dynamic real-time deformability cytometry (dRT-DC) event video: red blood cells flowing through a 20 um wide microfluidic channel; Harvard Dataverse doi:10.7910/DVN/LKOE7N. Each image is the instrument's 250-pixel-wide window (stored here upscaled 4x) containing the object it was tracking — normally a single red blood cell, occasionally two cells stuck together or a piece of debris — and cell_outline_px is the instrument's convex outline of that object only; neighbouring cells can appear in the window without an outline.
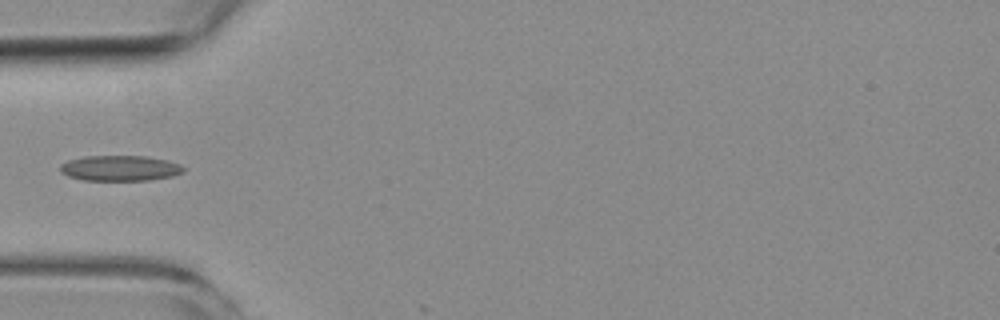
{"species": "common noctule bat (a hibernating species)", "species_latin": "Nyctalus noctula", "temperature_condition": "room temperature", "stored_images_in_passage": 7, "camera_frame_rate_fps": 3000, "um_per_image_px": 0.085, "animal": {"sex": "female", "body_mass_g": 19.3, "forearm_length_mm": 54.1}, "frame": {"image": 1, "passage_image": 4, "time_ms": 4.667, "image_size_px": [1000, 320], "cell_outline_px": [[184, 172], [172, 176], [148, 180], [84, 180], [68, 176], [60, 172], [60, 164], [68, 160], [84, 156], [144, 156], [168, 160], [180, 164], [184, 168]], "centroid_in_image_um": [10.19, 14.29], "position_along_channel_um": 74.8, "area_um2": 18.32}}
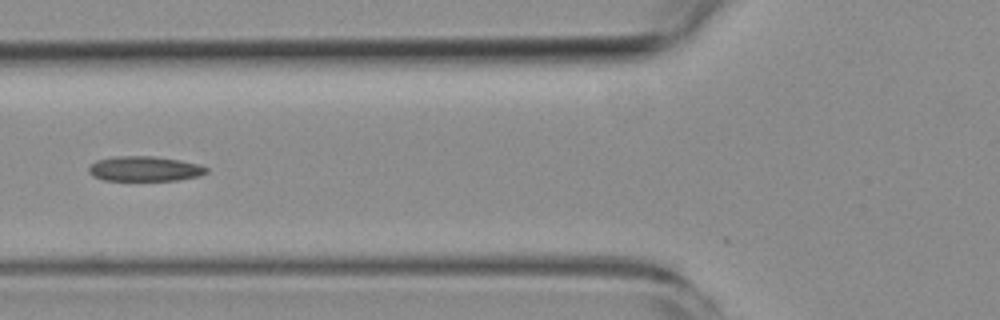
{"frame": {"image": 2, "passage_image": 5, "time_ms": 5.667, "image_size_px": [1000, 320], "cell_outline_px": [[208, 172], [200, 176], [180, 180], [104, 180], [92, 176], [88, 172], [88, 168], [96, 160], [116, 156], [152, 156], [180, 160], [200, 164], [208, 168]], "centroid_in_image_um": [12.32, 14.34], "position_along_channel_um": 113.5, "area_um2": 17.22}}
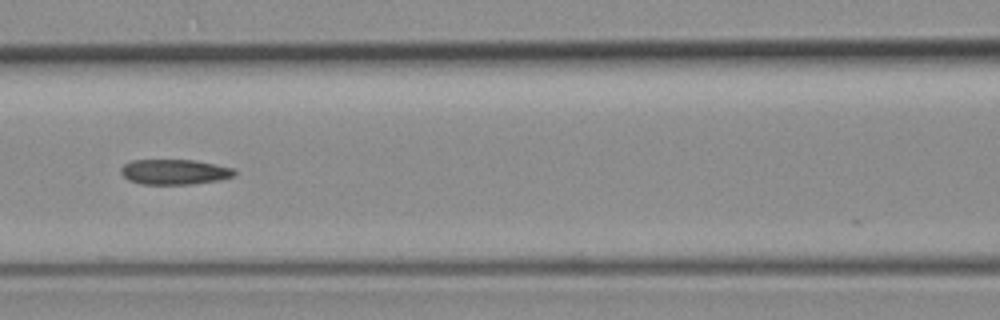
{"frame": {"image": 3, "passage_image": 6, "time_ms": 6.667, "image_size_px": [1000, 320], "cell_outline_px": [[236, 176], [220, 180], [192, 184], [140, 184], [128, 180], [120, 172], [120, 168], [124, 164], [132, 160], [196, 160], [216, 164], [232, 168], [236, 172]], "centroid_in_image_um": [14.84, 14.61], "position_along_channel_um": 151.8, "area_um2": 16.82}}